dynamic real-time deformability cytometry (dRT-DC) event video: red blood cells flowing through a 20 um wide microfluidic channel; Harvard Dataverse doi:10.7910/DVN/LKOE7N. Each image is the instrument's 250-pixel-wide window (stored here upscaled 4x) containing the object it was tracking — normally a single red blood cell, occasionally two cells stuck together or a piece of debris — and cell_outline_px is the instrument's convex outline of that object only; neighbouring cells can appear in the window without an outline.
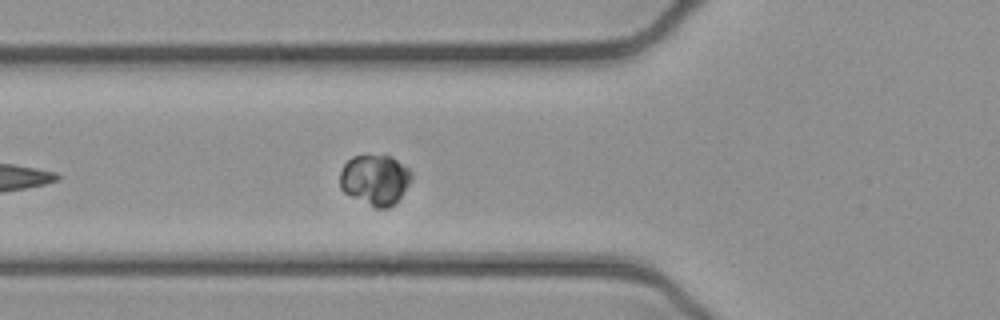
{"species": "common noctule bat (a hibernating species)", "species_latin": "Nyctalus noctula", "temperature_condition": "cold", "stored_images_in_passage": 41, "camera_frame_rate_fps": 3000, "um_per_image_px": 0.085, "animal": {"sex": "female", "body_mass_g": 21.9}, "frame": {"image": 1, "passage_image": 7, "time_ms": 2.0, "image_size_px": [1000, 320], "cell_outline_px": [[412, 180], [400, 196], [388, 208], [376, 208], [344, 192], [340, 188], [340, 172], [344, 164], [352, 156], [392, 156], [408, 168], [412, 172]], "centroid_in_image_um": [31.88, 15.26], "position_along_channel_um": 93.9, "area_um2": 20.75}, "authors_computed_cell_mechanics": {"area_um2": 22.0796, "velocity_mm_per_s": 3.8177, "shape_relaxation_time_tau1_ms": 1.0188, "shape_relaxation_time_tau2_ms": null, "deformation_change_tau1": null, "deformation_change_tau2": null}}